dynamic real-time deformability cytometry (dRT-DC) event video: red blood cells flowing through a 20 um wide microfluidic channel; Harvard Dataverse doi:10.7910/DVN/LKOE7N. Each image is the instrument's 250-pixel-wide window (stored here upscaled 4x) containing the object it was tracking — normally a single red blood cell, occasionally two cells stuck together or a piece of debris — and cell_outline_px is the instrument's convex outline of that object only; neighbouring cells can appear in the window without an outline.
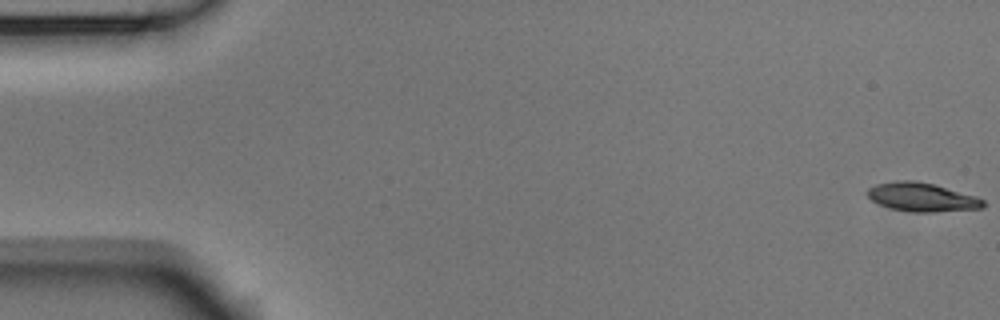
{"species": "Egyptian fruit bat (a non-hibernating species)", "species_latin": "Rousettus aegyptiacus", "temperature_condition": "room temperature", "stored_images_in_passage": 55, "camera_frame_rate_fps": 3000, "um_per_image_px": 0.085, "animal": {"sex": "male"}, "frame": {"image": 1, "passage_image": 1, "time_ms": 0.0, "image_size_px": [1000, 320], "cell_outline_px": [[984, 208], [932, 212], [912, 212], [892, 208], [880, 204], [872, 200], [868, 196], [868, 188], [876, 184], [896, 180], [916, 180], [932, 184], [976, 196], [984, 200]], "centroid_in_image_um": [78.37, 16.75], "position_along_channel_um": 6.6, "area_um2": 19.19}}
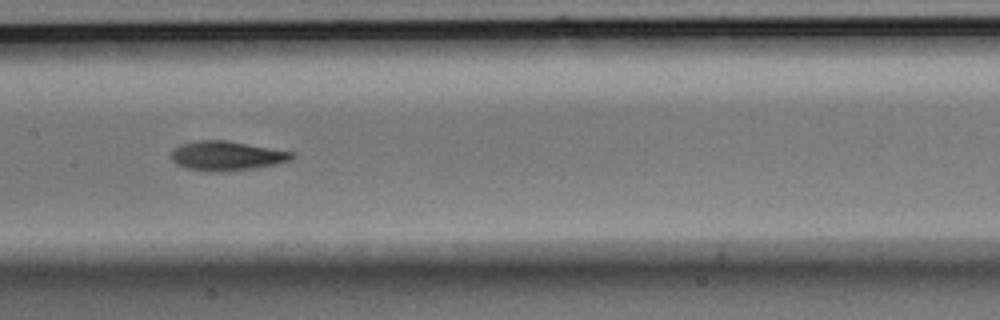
{"frame": {"image": 2, "passage_image": 27, "time_ms": 8.667, "image_size_px": [1000, 320], "cell_outline_px": [[296, 156], [292, 160], [276, 164], [256, 168], [224, 172], [204, 172], [184, 168], [176, 164], [172, 160], [172, 152], [180, 144], [200, 140], [228, 140], [296, 152]], "centroid_in_image_um": [19.32, 13.26], "position_along_channel_um": 188.1, "area_um2": 21.15}}
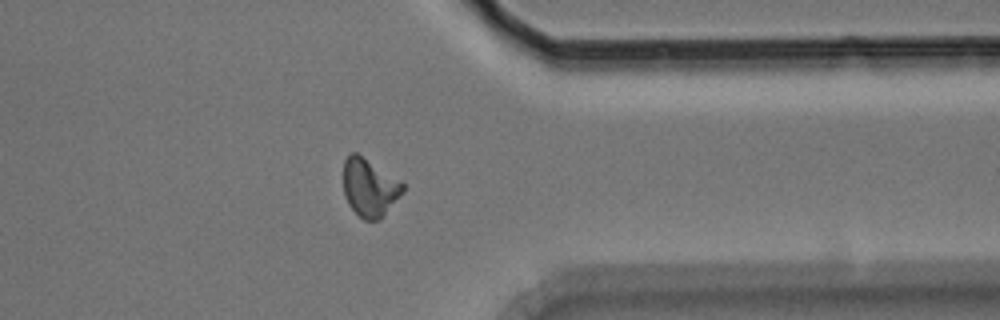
{"frame": {"image": 3, "passage_image": 43, "time_ms": 14.0, "image_size_px": [1000, 320], "cell_outline_px": [[404, 192], [384, 216], [380, 220], [364, 220], [348, 204], [344, 196], [344, 160], [352, 152], [356, 152], [400, 180], [404, 184]], "centroid_in_image_um": [31.43, 15.96], "position_along_channel_um": 380.0, "area_um2": 20.06}, "authors_computed_cell_mechanics": {"area_um2": 19.941, "velocity_mm_per_s": 3.7498, "shape_relaxation_time_tau1_ms": 3.6228, "shape_relaxation_time_tau2_ms": 3.7726, "deformation_change_tau1": 0.1573, "deformation_change_tau2": 0.0968}}